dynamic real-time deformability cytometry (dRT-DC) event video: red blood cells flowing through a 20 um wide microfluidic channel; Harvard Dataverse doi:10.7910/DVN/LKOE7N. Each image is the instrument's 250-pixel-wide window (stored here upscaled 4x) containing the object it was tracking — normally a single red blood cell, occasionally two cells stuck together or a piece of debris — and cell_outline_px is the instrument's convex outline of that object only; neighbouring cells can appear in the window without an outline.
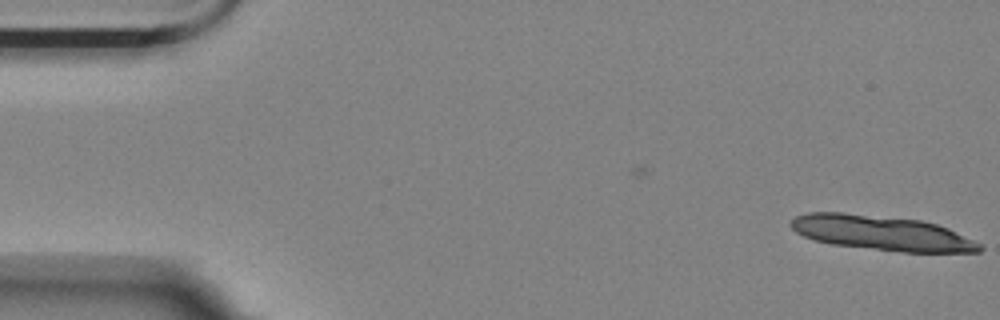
{"species": "Egyptian fruit bat (a non-hibernating species)", "species_latin": "Rousettus aegyptiacus", "temperature_condition": "room temperature", "stored_images_in_passage": 9, "camera_frame_rate_fps": 3000, "um_per_image_px": 0.085, "animal": {"sex": "female"}, "frame": {"image": 1, "passage_image": 9, "time_ms": 2.667, "image_size_px": [1000, 320], "cell_outline_px": [[984, 248], [980, 252], [904, 252], [832, 244], [816, 240], [804, 236], [796, 232], [788, 224], [796, 216], [808, 212], [840, 212], [920, 220], [936, 224], [948, 228], [980, 244]], "centroid_in_image_um": [74.93, 19.8], "position_along_channel_um": 10.1, "area_um2": 37.86}}